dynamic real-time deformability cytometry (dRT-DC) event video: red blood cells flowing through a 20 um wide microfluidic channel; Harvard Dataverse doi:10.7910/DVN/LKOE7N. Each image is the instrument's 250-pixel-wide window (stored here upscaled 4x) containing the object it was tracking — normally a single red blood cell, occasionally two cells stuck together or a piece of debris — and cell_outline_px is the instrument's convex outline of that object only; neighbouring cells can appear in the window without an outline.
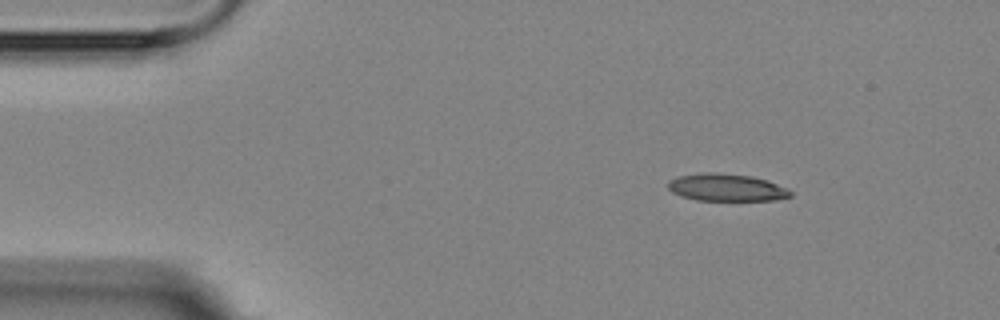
{"species": "Egyptian fruit bat (a non-hibernating species)", "species_latin": "Rousettus aegyptiacus", "temperature_condition": "room temperature", "stored_images_in_passage": 4, "camera_frame_rate_fps": 3000, "um_per_image_px": 0.085, "animal": {"sex": "female"}, "frame": {"image": 1, "passage_image": 1, "time_ms": 0.0, "image_size_px": [1000, 320], "cell_outline_px": [[792, 196], [776, 200], [696, 200], [680, 196], [672, 192], [668, 188], [668, 180], [680, 176], [700, 172], [716, 172], [752, 176], [768, 180], [788, 188], [792, 192]], "centroid_in_image_um": [61.76, 15.93], "position_along_channel_um": 23.2, "area_um2": 19.71}}
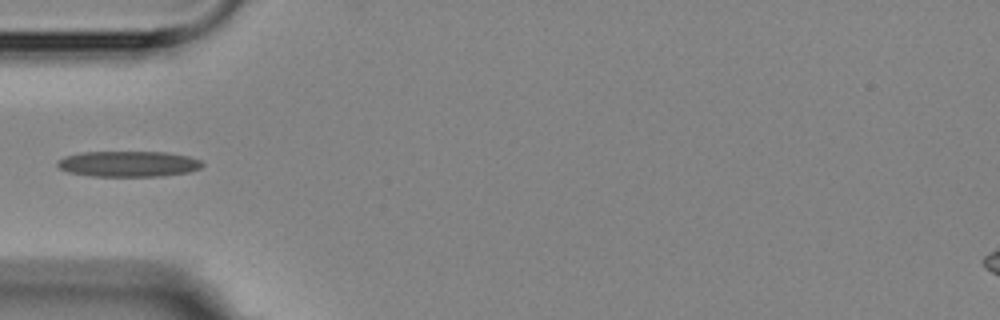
{"frame": {"image": 2, "passage_image": 4, "time_ms": 3.333, "image_size_px": [1000, 320], "cell_outline_px": [[204, 164], [200, 168], [188, 172], [160, 176], [92, 176], [68, 172], [60, 168], [56, 164], [56, 160], [64, 156], [80, 152], [168, 152], [188, 156], [200, 160]], "centroid_in_image_um": [10.88, 13.92], "position_along_channel_um": 74.1, "area_um2": 21.79}}